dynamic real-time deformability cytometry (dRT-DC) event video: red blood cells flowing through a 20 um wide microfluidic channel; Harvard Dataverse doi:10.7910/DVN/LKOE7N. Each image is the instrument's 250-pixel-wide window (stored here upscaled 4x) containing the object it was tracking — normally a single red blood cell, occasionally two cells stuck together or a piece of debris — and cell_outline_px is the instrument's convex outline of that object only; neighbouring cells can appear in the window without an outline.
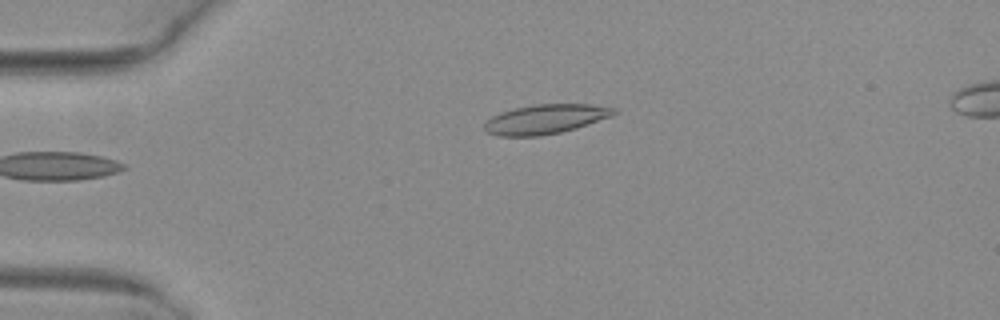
{"species": "common noctule bat (a hibernating species)", "species_latin": "Nyctalus noctula", "temperature_condition": "warm", "stored_images_in_passage": 4, "camera_frame_rate_fps": 3000, "um_per_image_px": 0.085, "animal": {"sex": "female", "body_mass_g": 29.2, "forearm_length_mm": 56.3}, "frame": {"image": 1, "passage_image": 4, "time_ms": 1.0, "image_size_px": [1000, 320], "cell_outline_px": [[616, 112], [612, 116], [576, 128], [560, 132], [540, 136], [500, 136], [488, 132], [484, 128], [484, 124], [492, 116], [500, 112], [516, 108], [536, 104], [592, 104], [616, 108]], "centroid_in_image_um": [46.38, 10.12], "position_along_channel_um": 38.6, "area_um2": 22.08}}